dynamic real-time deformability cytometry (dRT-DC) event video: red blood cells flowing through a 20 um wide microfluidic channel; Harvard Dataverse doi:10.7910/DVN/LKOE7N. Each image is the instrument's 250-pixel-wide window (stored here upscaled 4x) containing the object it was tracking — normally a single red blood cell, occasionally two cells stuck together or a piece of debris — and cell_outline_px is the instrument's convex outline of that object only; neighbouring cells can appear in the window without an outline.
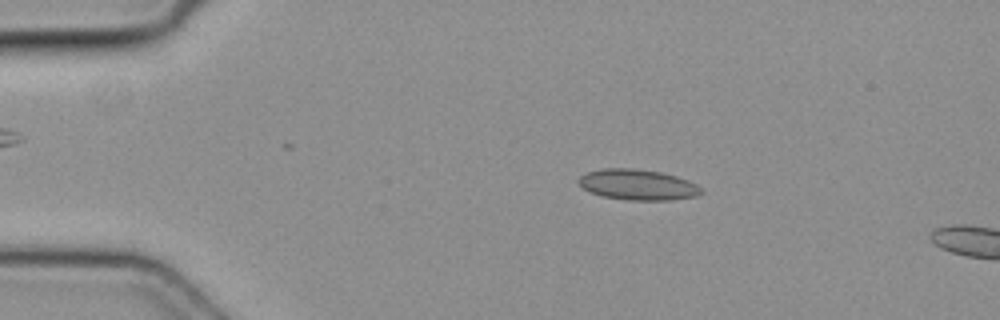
{"species": "common noctule bat (a hibernating species)", "species_latin": "Nyctalus noctula", "temperature_condition": "cold", "stored_images_in_passage": 13, "camera_frame_rate_fps": 3000, "um_per_image_px": 0.085, "animal": {"sex": "female", "body_mass_g": 19.3, "forearm_length_mm": 54.1}, "frame": {"image": 1, "passage_image": 10, "time_ms": 3.0, "image_size_px": [1000, 320], "cell_outline_px": [[704, 192], [696, 196], [672, 200], [628, 200], [600, 196], [588, 192], [576, 180], [580, 176], [588, 172], [604, 168], [632, 168], [660, 172], [676, 176], [688, 180], [696, 184]], "centroid_in_image_um": [54.19, 15.71], "position_along_channel_um": 30.8, "area_um2": 21.96}}